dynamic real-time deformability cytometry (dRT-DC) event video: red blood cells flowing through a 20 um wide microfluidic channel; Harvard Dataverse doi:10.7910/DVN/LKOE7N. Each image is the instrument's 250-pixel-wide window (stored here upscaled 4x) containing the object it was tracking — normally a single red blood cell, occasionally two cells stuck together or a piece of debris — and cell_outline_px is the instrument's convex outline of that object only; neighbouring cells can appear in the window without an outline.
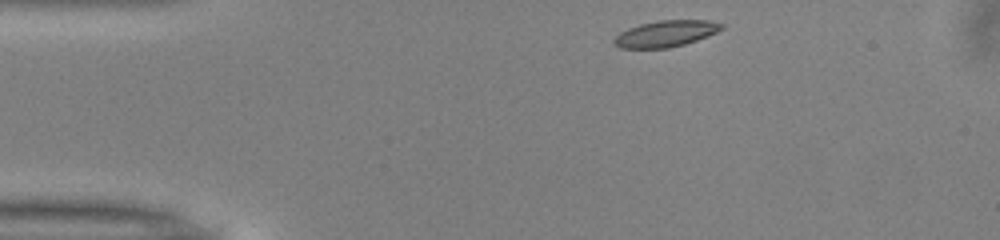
{"species": "common noctule bat (a hibernating species)", "species_latin": "Nyctalus noctula", "temperature_condition": "warm", "stored_images_in_passage": 32, "camera_frame_rate_fps": 3000, "um_per_image_px": 0.085, "animal": {"sex": "male", "body_mass_g": 13.0, "forearm_length_mm": 53.1}, "frame": {"image": 1, "passage_image": 1, "time_ms": 0.0, "image_size_px": [1000, 240], "cell_outline_px": [[724, 28], [708, 36], [684, 44], [668, 48], [620, 48], [612, 44], [612, 40], [620, 32], [628, 28], [640, 24], [660, 20], [708, 20], [724, 24]], "centroid_in_image_um": [56.57, 2.86], "position_along_channel_um": 28.4, "area_um2": 16.53}}
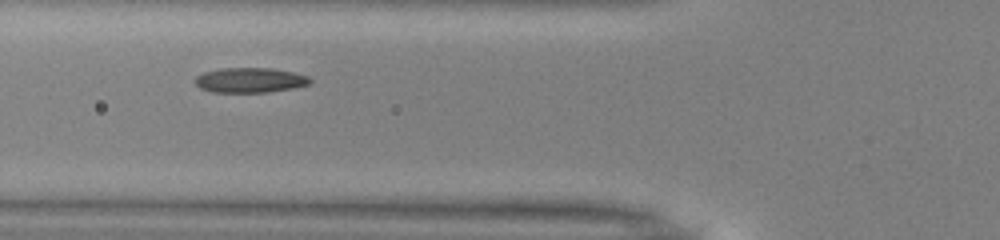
{"frame": {"image": 2, "passage_image": 11, "time_ms": 3.333, "image_size_px": [1000, 240], "cell_outline_px": [[312, 80], [308, 84], [292, 88], [268, 92], [212, 92], [200, 88], [196, 84], [196, 76], [204, 72], [220, 68], [272, 68], [292, 72], [308, 76]], "centroid_in_image_um": [21.23, 6.81], "position_along_channel_um": 104.6, "area_um2": 16.59}}
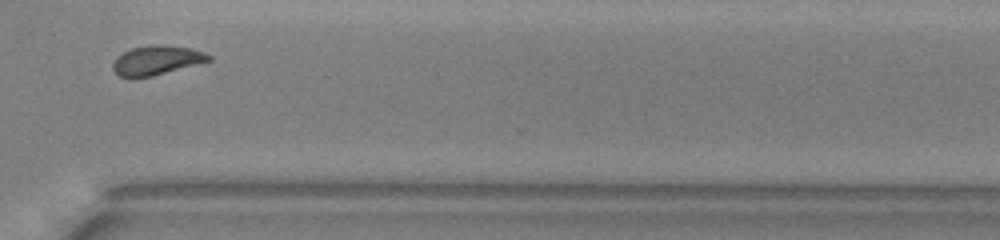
{"frame": {"image": 3, "passage_image": 30, "time_ms": 9.667, "image_size_px": [1000, 240], "cell_outline_px": [[212, 60], [152, 76], [132, 80], [120, 76], [112, 68], [112, 64], [116, 56], [132, 48], [156, 44], [160, 44], [192, 48], [204, 52], [212, 56]], "centroid_in_image_um": [13.29, 5.14], "position_along_channel_um": 357.3, "area_um2": 16.59}, "authors_computed_cell_mechanics": {"area_um2": 16.5886, "velocity_mm_per_s": 3.9847, "shape_relaxation_time_tau1_ms": 4.3902, "shape_relaxation_time_tau2_ms": 2.0206, "deformation_change_tau1": 0.1299, "deformation_change_tau2": 0.0641}}